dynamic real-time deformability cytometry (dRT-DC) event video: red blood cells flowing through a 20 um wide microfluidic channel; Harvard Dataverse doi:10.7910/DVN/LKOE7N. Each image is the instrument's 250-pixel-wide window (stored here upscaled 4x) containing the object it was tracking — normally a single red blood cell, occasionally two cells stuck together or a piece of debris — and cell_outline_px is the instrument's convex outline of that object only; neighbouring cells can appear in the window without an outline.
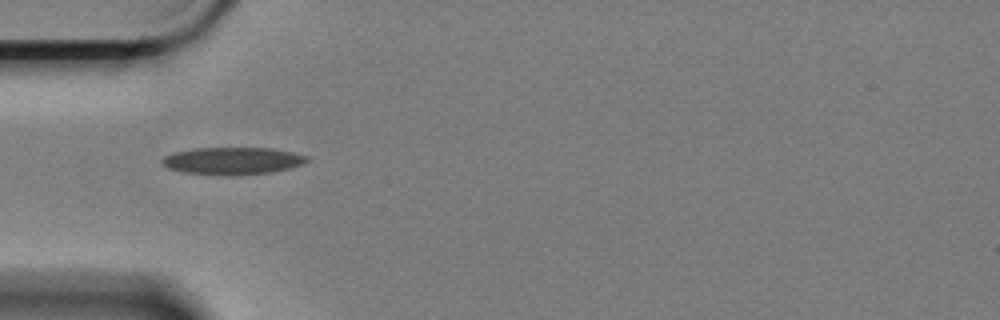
{"species": "Egyptian fruit bat (a non-hibernating species)", "species_latin": "Rousettus aegyptiacus", "temperature_condition": "cold", "stored_images_in_passage": 2, "camera_frame_rate_fps": 3000, "um_per_image_px": 0.085, "animal": {"sex": "female"}, "frame": {"image": 1, "passage_image": 1, "time_ms": 0.0, "image_size_px": [1000, 320], "cell_outline_px": [[308, 160], [304, 164], [272, 172], [224, 176], [184, 172], [168, 168], [160, 160], [164, 156], [172, 152], [196, 148], [272, 148], [292, 152], [308, 156]], "centroid_in_image_um": [19.75, 13.67], "position_along_channel_um": 65.2, "area_um2": 23.06}}
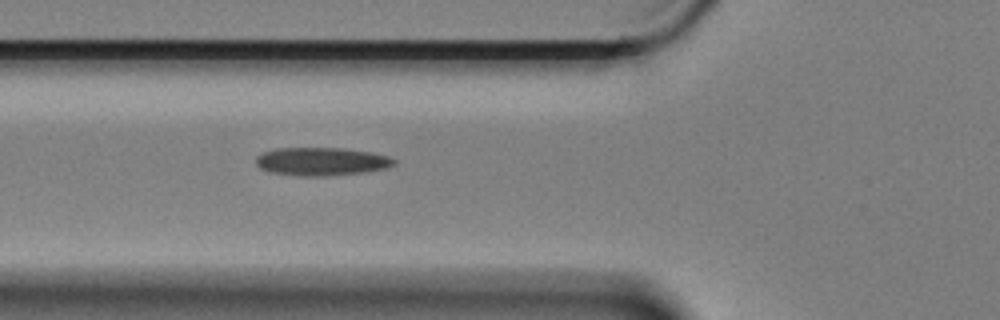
{"frame": {"image": 2, "passage_image": 2, "time_ms": 0.333, "image_size_px": [1000, 320], "cell_outline_px": [[396, 164], [388, 168], [364, 172], [320, 176], [308, 176], [272, 172], [260, 168], [256, 164], [256, 156], [264, 152], [276, 148], [344, 148], [372, 152], [388, 156], [396, 160]], "centroid_in_image_um": [27.36, 13.71], "position_along_channel_um": 98.4, "area_um2": 22.54}}